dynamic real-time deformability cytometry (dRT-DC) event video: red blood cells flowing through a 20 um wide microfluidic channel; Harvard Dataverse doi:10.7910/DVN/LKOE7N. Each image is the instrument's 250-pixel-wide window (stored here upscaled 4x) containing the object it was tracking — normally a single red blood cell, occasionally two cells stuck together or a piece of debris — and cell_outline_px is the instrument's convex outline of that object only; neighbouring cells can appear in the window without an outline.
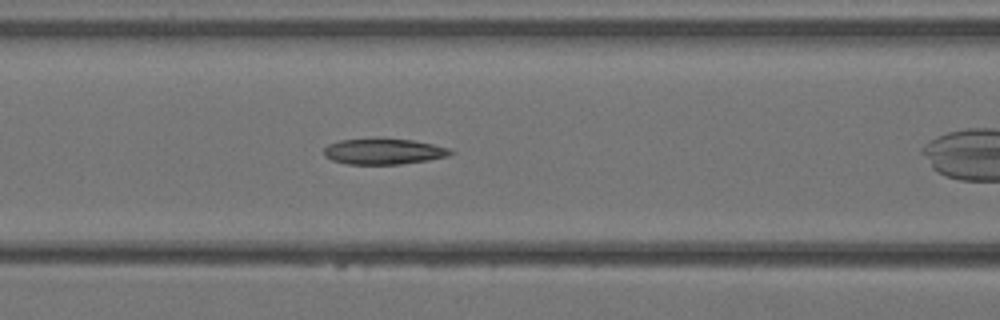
{"species": "Egyptian fruit bat (a non-hibernating species)", "species_latin": "Rousettus aegyptiacus", "temperature_condition": "warm", "stored_images_in_passage": 7, "segment_of_instrument_passage": [1, 2], "camera_frame_rate_fps": 3000, "um_per_image_px": 0.085, "animal": {"sex": "female"}, "frame": {"image": 1, "passage_image": 6, "time_ms": 1.667, "image_size_px": [1000, 320], "cell_outline_px": [[456, 152], [448, 156], [428, 160], [400, 164], [348, 164], [332, 160], [324, 156], [324, 148], [328, 144], [340, 140], [376, 136], [412, 140], [452, 148]], "centroid_in_image_um": [32.61, 12.84], "position_along_channel_um": 134.0, "area_um2": 19.71}}